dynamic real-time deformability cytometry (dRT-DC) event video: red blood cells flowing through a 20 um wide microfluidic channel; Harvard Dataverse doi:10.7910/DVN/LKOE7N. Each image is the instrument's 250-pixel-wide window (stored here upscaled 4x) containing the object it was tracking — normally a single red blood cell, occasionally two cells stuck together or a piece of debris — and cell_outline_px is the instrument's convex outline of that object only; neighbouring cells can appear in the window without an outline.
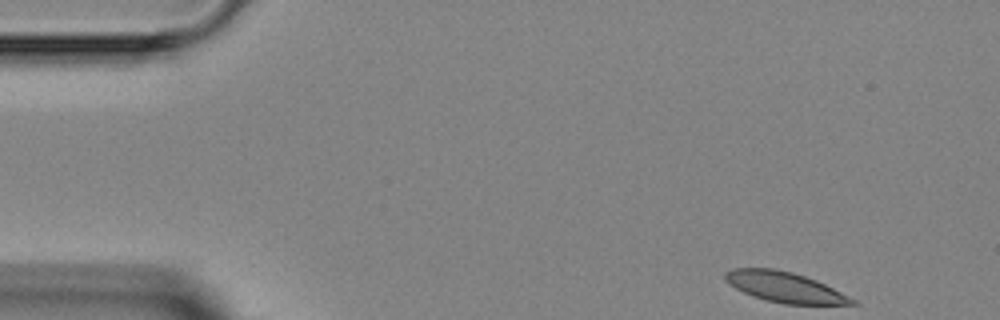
{"species": "Egyptian fruit bat (a non-hibernating species)", "species_latin": "Rousettus aegyptiacus", "temperature_condition": "room temperature", "stored_images_in_passage": 6, "camera_frame_rate_fps": 3000, "um_per_image_px": 0.085, "animal": {"sex": "female"}, "frame": {"image": 1, "passage_image": 1, "time_ms": 0.0, "image_size_px": [1000, 320], "cell_outline_px": [[860, 304], [784, 304], [752, 296], [728, 284], [724, 280], [724, 272], [732, 268], [776, 268], [792, 272], [816, 280], [856, 300]], "centroid_in_image_um": [66.65, 24.39], "position_along_channel_um": 18.3, "area_um2": 22.31}}
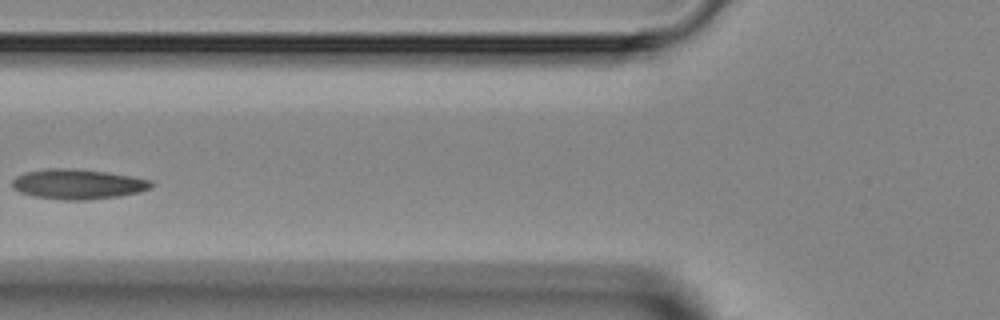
{"frame": {"image": 2, "passage_image": 4, "time_ms": 4.667, "image_size_px": [1000, 320], "cell_outline_px": [[156, 184], [152, 188], [136, 192], [116, 196], [84, 200], [68, 200], [32, 196], [20, 192], [12, 188], [12, 180], [16, 176], [24, 172], [48, 168], [68, 168], [108, 172], [132, 176], [152, 180]], "centroid_in_image_um": [6.61, 15.64], "position_along_channel_um": 119.2, "area_um2": 24.33}}
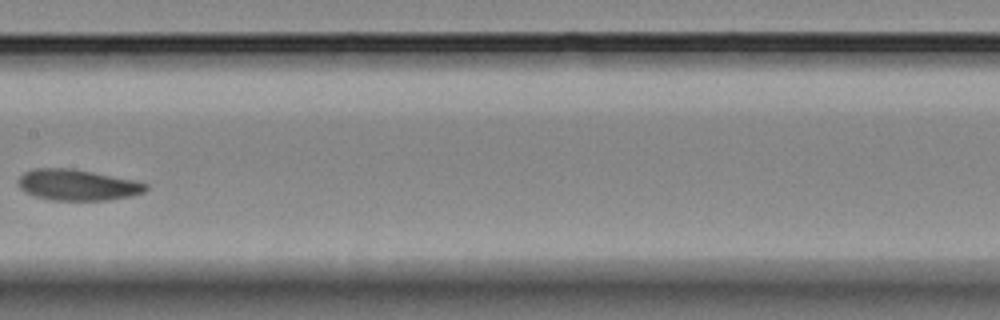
{"frame": {"image": 3, "passage_image": 6, "time_ms": 6.667, "image_size_px": [1000, 320], "cell_outline_px": [[148, 188], [144, 192], [128, 196], [108, 200], [52, 200], [32, 196], [24, 192], [16, 184], [16, 180], [24, 172], [32, 168], [72, 168], [136, 180], [148, 184]], "centroid_in_image_um": [6.53, 15.71], "position_along_channel_um": 200.9, "area_um2": 23.35}}